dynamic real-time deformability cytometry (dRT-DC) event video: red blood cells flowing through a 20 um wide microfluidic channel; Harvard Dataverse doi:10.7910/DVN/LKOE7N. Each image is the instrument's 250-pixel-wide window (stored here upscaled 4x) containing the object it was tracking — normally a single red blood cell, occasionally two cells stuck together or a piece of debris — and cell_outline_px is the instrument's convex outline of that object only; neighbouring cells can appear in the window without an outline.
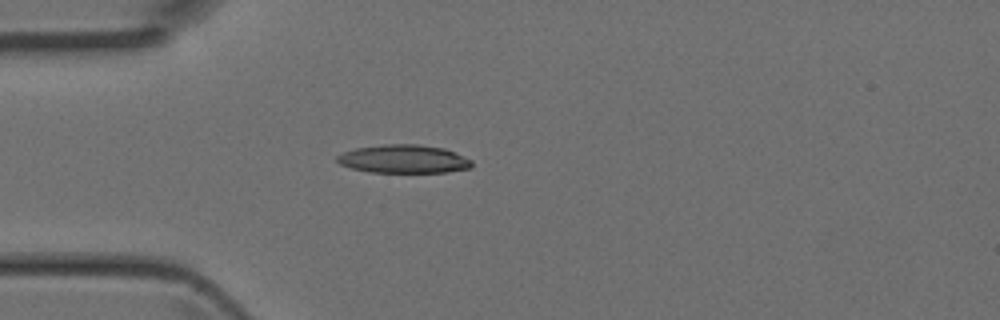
{"species": "Egyptian fruit bat (a non-hibernating species)", "species_latin": "Rousettus aegyptiacus", "temperature_condition": "room temperature", "stored_images_in_passage": 1, "camera_frame_rate_fps": 3000, "um_per_image_px": 0.085, "animal": {"sex": "female"}, "frame": {"image": 1, "passage_image": 1, "time_ms": 0.0, "image_size_px": [1000, 320], "cell_outline_px": [[472, 168], [448, 172], [368, 172], [352, 168], [340, 164], [336, 160], [336, 156], [344, 152], [356, 148], [384, 144], [420, 144], [444, 148], [472, 160]], "centroid_in_image_um": [34.32, 13.51], "position_along_channel_um": 50.7, "area_um2": 22.25}}